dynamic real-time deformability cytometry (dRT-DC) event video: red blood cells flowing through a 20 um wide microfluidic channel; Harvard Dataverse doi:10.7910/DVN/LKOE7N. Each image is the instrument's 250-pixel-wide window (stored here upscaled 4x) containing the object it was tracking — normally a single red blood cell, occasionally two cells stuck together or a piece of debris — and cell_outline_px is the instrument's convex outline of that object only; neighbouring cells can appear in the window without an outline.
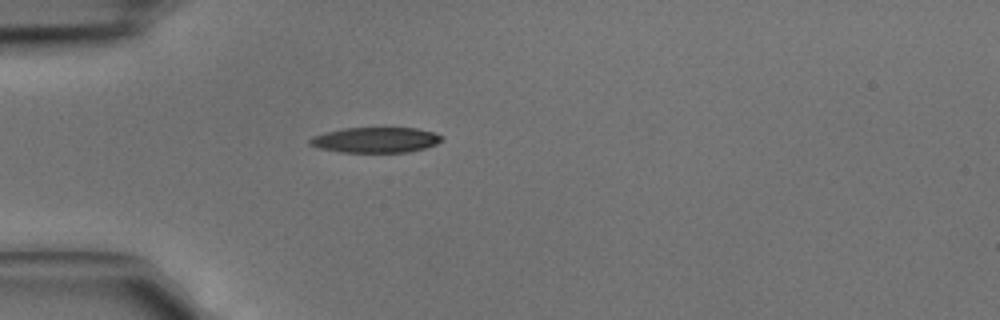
{"species": "common noctule bat (a hibernating species)", "species_latin": "Nyctalus noctula", "temperature_condition": "cold", "stored_images_in_passage": 1, "camera_frame_rate_fps": 3000, "um_per_image_px": 0.085, "animal": {"sex": "male", "body_mass_g": 15.6}, "frame": {"image": 1, "passage_image": 1, "time_ms": 0.0, "image_size_px": [1000, 320], "cell_outline_px": [[444, 140], [436, 144], [424, 148], [408, 152], [340, 152], [320, 148], [308, 144], [308, 140], [312, 136], [324, 132], [344, 128], [416, 128], [432, 132], [440, 136]], "centroid_in_image_um": [31.88, 11.89], "position_along_channel_um": 53.1, "area_um2": 19.48}}